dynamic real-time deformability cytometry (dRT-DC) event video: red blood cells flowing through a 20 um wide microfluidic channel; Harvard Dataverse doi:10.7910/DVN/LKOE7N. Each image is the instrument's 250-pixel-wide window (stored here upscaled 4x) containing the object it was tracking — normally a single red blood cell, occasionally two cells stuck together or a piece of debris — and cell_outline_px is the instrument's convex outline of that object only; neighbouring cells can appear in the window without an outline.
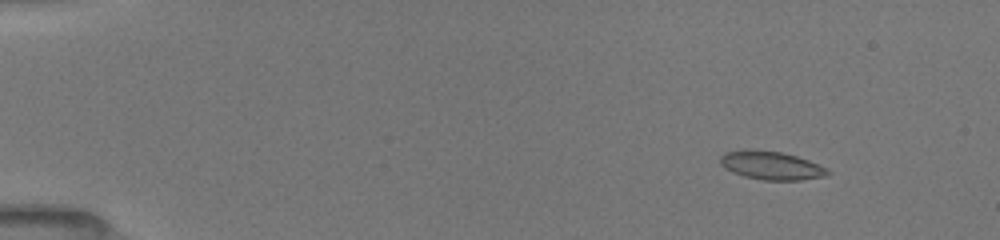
{"species": "common noctule bat (a hibernating species)", "species_latin": "Nyctalus noctula", "temperature_condition": "room temperature", "stored_images_in_passage": 18, "camera_frame_rate_fps": 3000, "um_per_image_px": 0.085, "animal": {"sex": "female", "body_mass_g": 19.5, "forearm_length_mm": 54.1}, "frame": {"image": 1, "passage_image": 3, "time_ms": 2.0, "image_size_px": [1000, 240], "cell_outline_px": [[832, 172], [824, 176], [800, 180], [764, 180], [744, 176], [732, 172], [724, 168], [720, 164], [720, 156], [724, 152], [780, 152], [796, 156], [808, 160]], "centroid_in_image_um": [65.56, 14.11], "position_along_channel_um": 19.4, "area_um2": 16.94}}
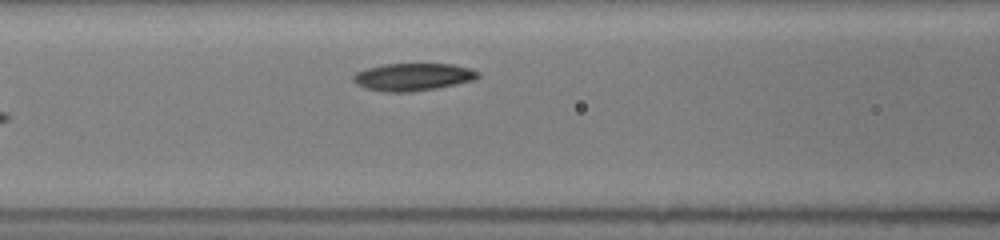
{"frame": {"image": 2, "passage_image": 13, "time_ms": 8.667, "image_size_px": [1000, 240], "cell_outline_px": [[480, 76], [476, 80], [436, 88], [412, 92], [384, 92], [364, 88], [356, 84], [352, 80], [352, 76], [356, 72], [368, 68], [384, 64], [452, 64], [472, 68], [480, 72]], "centroid_in_image_um": [35.12, 6.54], "position_along_channel_um": 131.5, "area_um2": 20.23}}
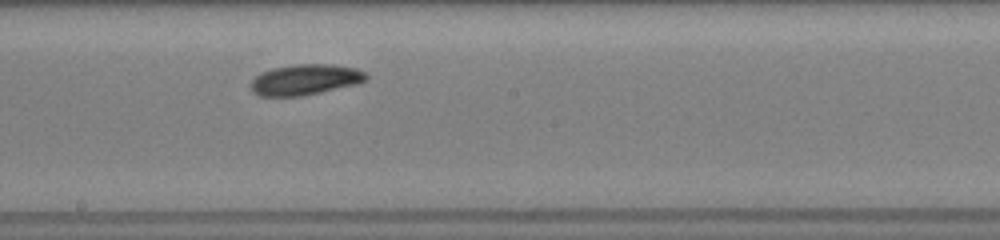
{"frame": {"image": 3, "passage_image": 18, "time_ms": 11.0, "image_size_px": [1000, 240], "cell_outline_px": [[368, 80], [356, 84], [320, 92], [300, 96], [260, 96], [252, 92], [248, 84], [260, 72], [272, 68], [292, 64], [332, 64], [356, 68], [364, 72], [368, 76]], "centroid_in_image_um": [25.9, 6.76], "position_along_channel_um": 222.3, "area_um2": 20.81}}